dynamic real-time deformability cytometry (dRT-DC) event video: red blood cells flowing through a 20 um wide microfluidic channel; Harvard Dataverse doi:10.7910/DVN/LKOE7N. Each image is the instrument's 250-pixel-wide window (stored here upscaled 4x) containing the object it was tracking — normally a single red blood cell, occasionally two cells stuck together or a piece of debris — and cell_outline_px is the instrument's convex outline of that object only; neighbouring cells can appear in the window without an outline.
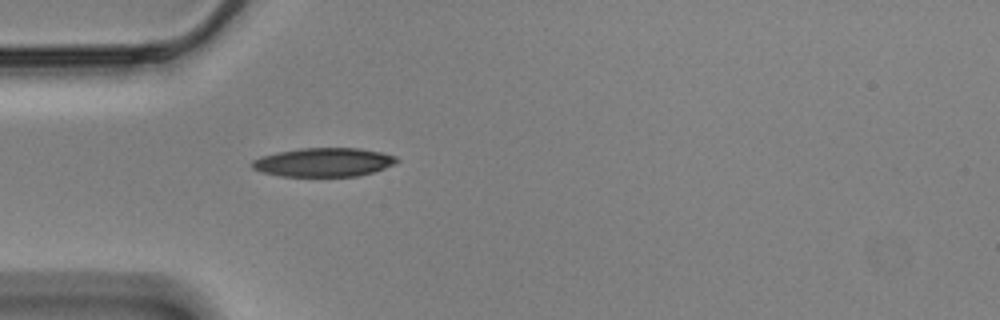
{"species": "Egyptian fruit bat (a non-hibernating species)", "species_latin": "Rousettus aegyptiacus", "temperature_condition": "cold", "stored_images_in_passage": 41, "camera_frame_rate_fps": 3000, "um_per_image_px": 0.085, "animal": {"sex": "male"}, "frame": {"image": 1, "passage_image": 1, "time_ms": 0.0, "image_size_px": [1000, 320], "cell_outline_px": [[400, 160], [384, 168], [372, 172], [356, 176], [280, 176], [260, 172], [252, 168], [252, 160], [260, 156], [276, 152], [300, 148], [360, 148], [380, 152], [396, 156]], "centroid_in_image_um": [27.46, 13.78], "position_along_channel_um": 57.5, "area_um2": 24.28}}
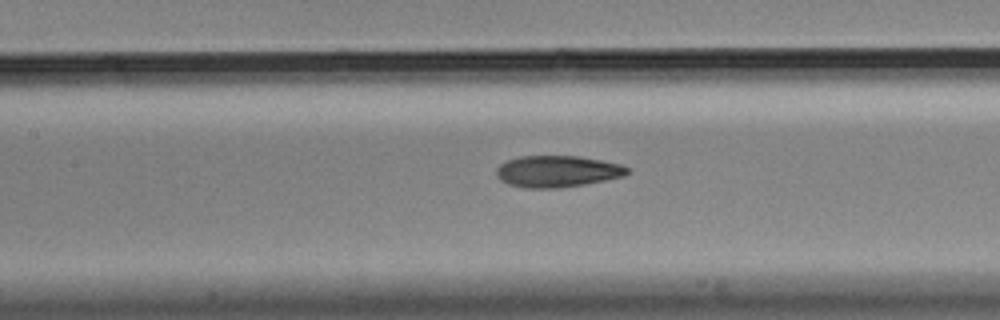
{"frame": {"image": 2, "passage_image": 10, "time_ms": 3.0, "image_size_px": [1000, 320], "cell_outline_px": [[632, 172], [624, 176], [584, 184], [556, 188], [524, 188], [508, 184], [500, 180], [496, 176], [496, 168], [500, 164], [508, 160], [520, 156], [580, 156], [620, 164], [628, 168]], "centroid_in_image_um": [47.35, 14.56], "position_along_channel_um": 160.0, "area_um2": 24.1}}
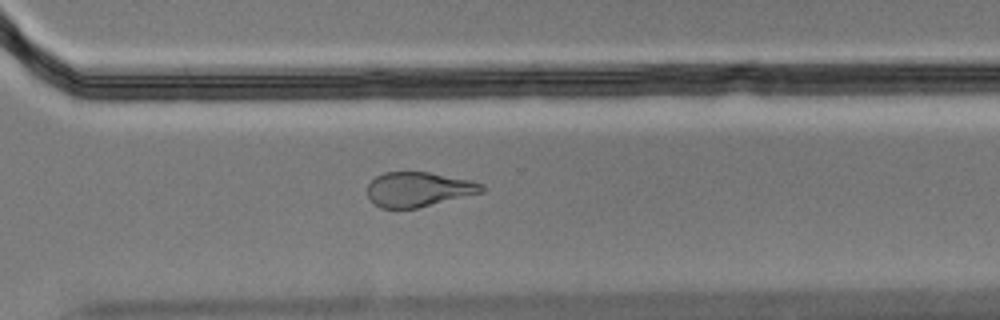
{"frame": {"image": 3, "passage_image": 25, "time_ms": 8.0, "image_size_px": [1000, 320], "cell_outline_px": [[488, 188], [484, 192], [416, 208], [380, 208], [368, 196], [368, 184], [376, 176], [384, 172], [428, 172], [472, 180], [484, 184]], "centroid_in_image_um": [35.63, 16.08], "position_along_channel_um": 335.0, "area_um2": 23.12}, "authors_computed_cell_mechanics": {"area_um2": 24.7384, "velocity_mm_per_s": 3.5075, "shape_relaxation_time_tau1_ms": 7.1972, "shape_relaxation_time_tau2_ms": 3.116, "deformation_change_tau1": 0.1926, "deformation_change_tau2": 0.1179}}